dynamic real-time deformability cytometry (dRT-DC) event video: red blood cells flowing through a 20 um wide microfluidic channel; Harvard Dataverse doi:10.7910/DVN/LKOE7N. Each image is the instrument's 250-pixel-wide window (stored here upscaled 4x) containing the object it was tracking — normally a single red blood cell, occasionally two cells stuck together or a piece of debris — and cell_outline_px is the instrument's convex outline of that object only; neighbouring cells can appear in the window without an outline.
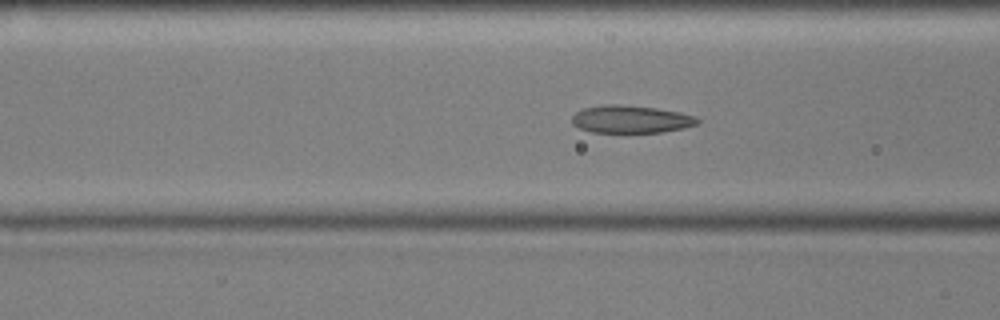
{"species": "common noctule bat (a hibernating species)", "species_latin": "Nyctalus noctula", "temperature_condition": "cold", "stored_images_in_passage": 55, "camera_frame_rate_fps": 3000, "um_per_image_px": 0.085, "animal": {"sex": "male", "body_mass_g": 17.9, "forearm_length_mm": 54.2}, "frame": {"image": 1, "passage_image": 20, "time_ms": 6.333, "image_size_px": [1000, 320], "cell_outline_px": [[700, 120], [696, 124], [684, 128], [660, 132], [592, 132], [580, 128], [572, 124], [572, 116], [576, 112], [584, 108], [604, 104], [620, 104], [656, 108], [680, 112], [696, 116]], "centroid_in_image_um": [53.62, 10.12], "position_along_channel_um": 113.0, "area_um2": 20.17}}
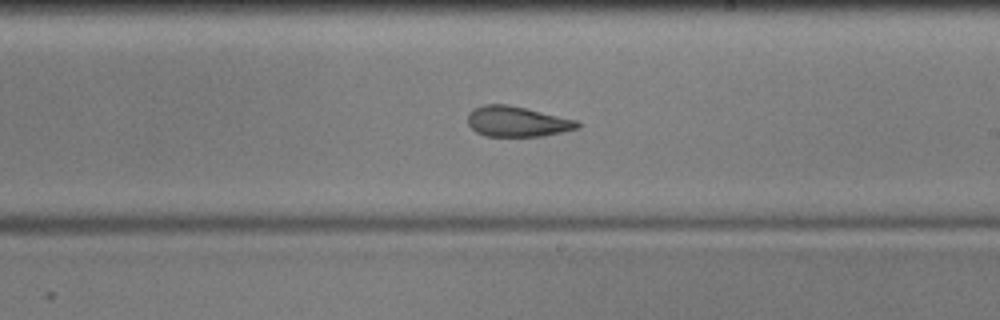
{"frame": {"image": 2, "passage_image": 31, "time_ms": 10.0, "image_size_px": [1000, 320], "cell_outline_px": [[580, 128], [544, 136], [484, 136], [476, 132], [468, 124], [468, 112], [472, 108], [484, 104], [508, 104], [576, 120], [580, 124]], "centroid_in_image_um": [43.92, 10.33], "position_along_channel_um": 245.1, "area_um2": 19.48}}
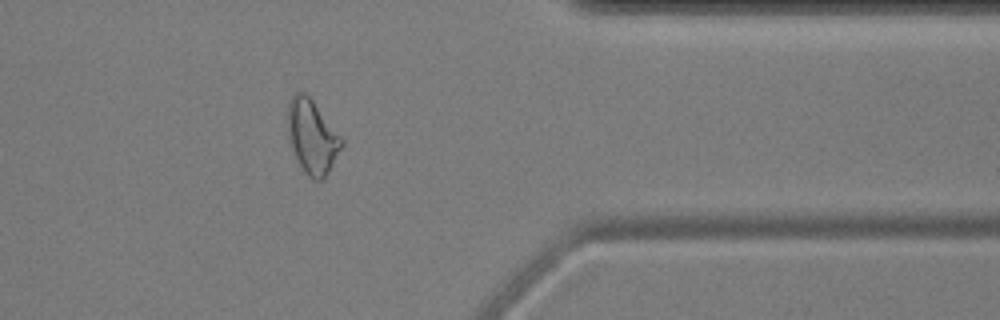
{"frame": {"image": 3, "passage_image": 44, "time_ms": 14.333, "image_size_px": [1000, 320], "cell_outline_px": [[344, 144], [324, 180], [312, 180], [304, 172], [292, 148], [288, 132], [288, 104], [292, 96], [296, 92], [304, 92], [312, 100], [344, 140]], "centroid_in_image_um": [26.55, 11.65], "position_along_channel_um": 384.8, "area_um2": 22.89}, "authors_computed_cell_mechanics": {"area_um2": 21.2126, "velocity_mm_per_s": 3.5947, "shape_relaxation_time_tau1_ms": 3.4902, "shape_relaxation_time_tau2_ms": 2.2913, "deformation_change_tau1": 0.1444, "deformation_change_tau2": 0.1106}}